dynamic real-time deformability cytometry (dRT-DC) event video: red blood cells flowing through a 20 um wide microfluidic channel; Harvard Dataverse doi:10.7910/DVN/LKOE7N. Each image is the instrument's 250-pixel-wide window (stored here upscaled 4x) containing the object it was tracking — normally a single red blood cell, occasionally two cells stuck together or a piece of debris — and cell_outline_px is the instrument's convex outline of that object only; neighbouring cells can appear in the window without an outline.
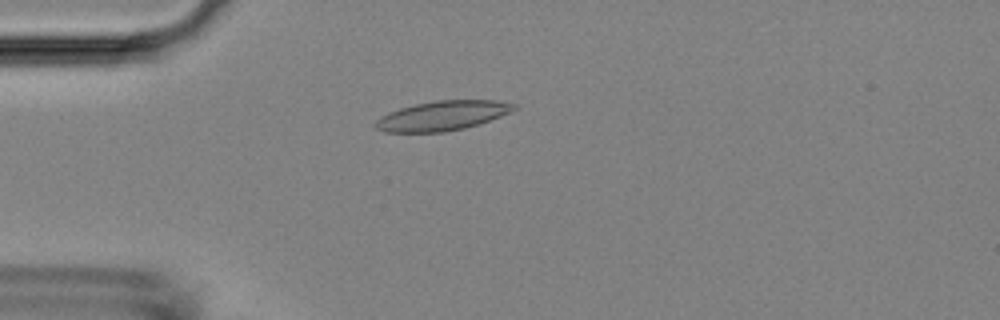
{"species": "Egyptian fruit bat (a non-hibernating species)", "species_latin": "Rousettus aegyptiacus", "temperature_condition": "room temperature", "stored_images_in_passage": 52, "camera_frame_rate_fps": 3000, "um_per_image_px": 0.085, "animal": {"sex": "female"}, "frame": {"image": 1, "passage_image": 14, "time_ms": 4.333, "image_size_px": [1000, 320], "cell_outline_px": [[520, 108], [480, 124], [464, 128], [444, 132], [384, 132], [376, 128], [372, 124], [380, 116], [388, 112], [400, 108], [416, 104], [436, 100], [496, 100], [516, 104]], "centroid_in_image_um": [37.6, 9.83], "position_along_channel_um": 47.4, "area_um2": 24.04}}
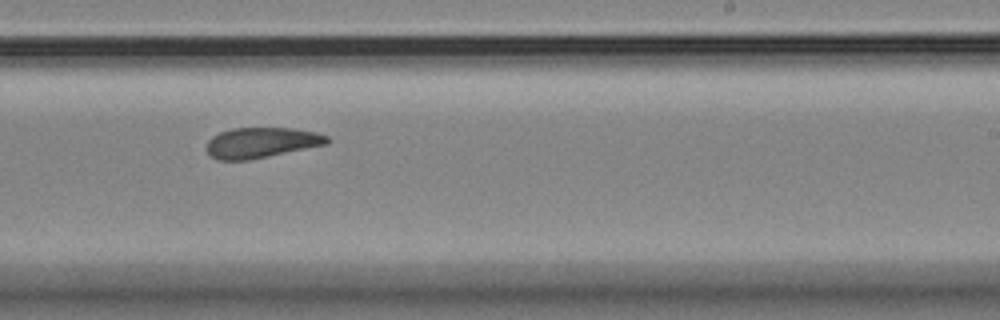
{"frame": {"image": 2, "passage_image": 33, "time_ms": 10.667, "image_size_px": [1000, 320], "cell_outline_px": [[332, 140], [328, 144], [248, 160], [220, 160], [212, 156], [208, 152], [208, 140], [212, 136], [220, 132], [232, 128], [292, 128], [316, 132], [328, 136]], "centroid_in_image_um": [22.26, 12.11], "position_along_channel_um": 266.7, "area_um2": 21.27}}
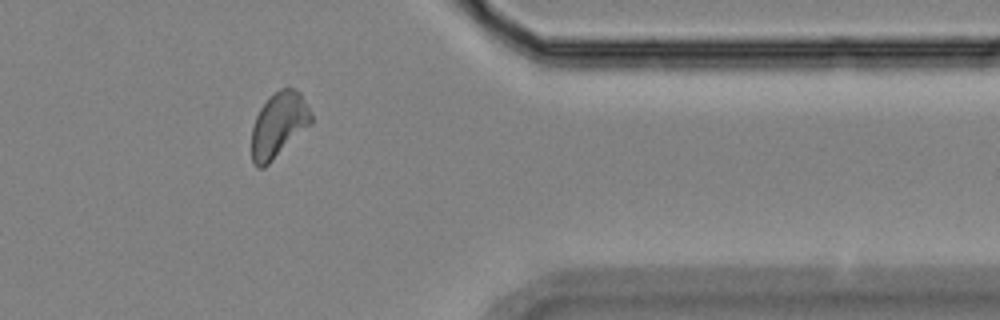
{"frame": {"image": 3, "passage_image": 44, "time_ms": 14.333, "image_size_px": [1000, 320], "cell_outline_px": [[312, 124], [264, 168], [256, 168], [252, 160], [252, 128], [256, 116], [260, 108], [280, 88], [292, 88], [300, 92], [308, 104], [312, 112]], "centroid_in_image_um": [23.71, 10.63], "position_along_channel_um": 387.7, "area_um2": 22.54}, "authors_computed_cell_mechanics": {"area_um2": 22.3108, "velocity_mm_per_s": 3.6979, "shape_relaxation_time_tau1_ms": null, "shape_relaxation_time_tau2_ms": 2.4472, "deformation_change_tau1": null, "deformation_change_tau2": 0.0852}}